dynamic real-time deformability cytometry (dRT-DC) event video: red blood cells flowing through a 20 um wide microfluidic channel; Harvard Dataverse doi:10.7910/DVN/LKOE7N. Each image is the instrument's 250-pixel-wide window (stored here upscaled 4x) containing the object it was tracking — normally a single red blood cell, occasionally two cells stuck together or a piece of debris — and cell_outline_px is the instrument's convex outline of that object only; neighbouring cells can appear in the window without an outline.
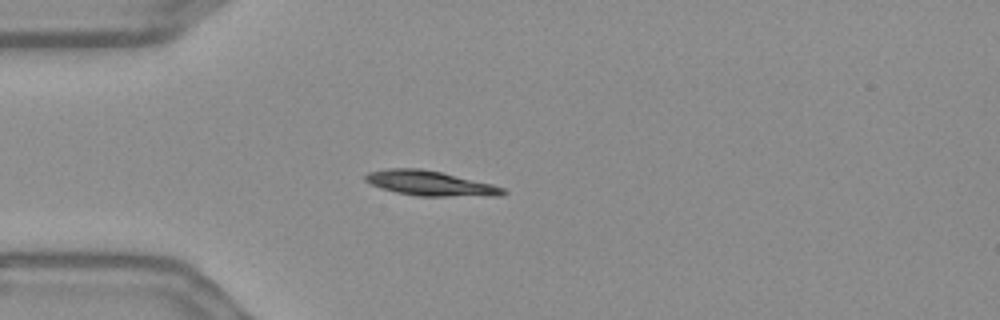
{"species": "Egyptian fruit bat (a non-hibernating species)", "species_latin": "Rousettus aegyptiacus", "temperature_condition": "warm", "stored_images_in_passage": 42, "camera_frame_rate_fps": 3000, "um_per_image_px": 0.085, "frame": {"image": 1, "passage_image": 1, "time_ms": 0.0, "image_size_px": [1000, 320], "cell_outline_px": [[508, 192], [500, 196], [416, 196], [396, 192], [380, 188], [364, 180], [364, 176], [368, 172], [388, 168], [420, 168], [440, 172], [492, 184], [504, 188]], "centroid_in_image_um": [36.56, 15.58], "position_along_channel_um": 48.4, "area_um2": 19.94}}
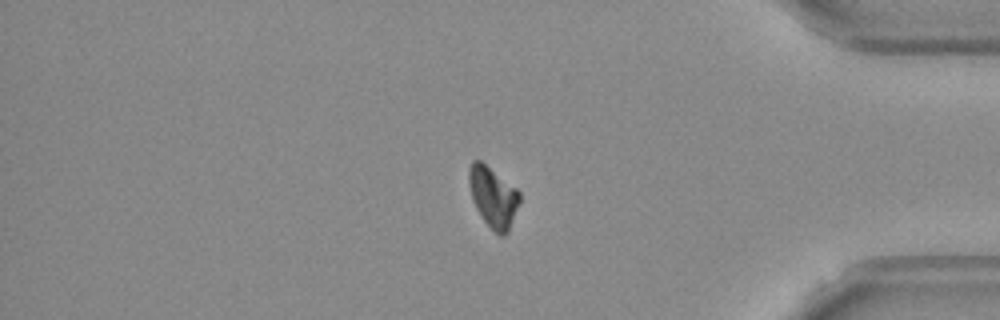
{"frame": {"image": 2, "passage_image": 33, "time_ms": 10.667, "image_size_px": [1000, 320], "cell_outline_px": [[520, 200], [508, 232], [504, 236], [500, 236], [480, 216], [472, 200], [468, 184], [468, 168], [472, 160], [480, 160], [516, 188], [520, 192]], "centroid_in_image_um": [41.89, 16.72], "position_along_channel_um": 393.3, "area_um2": 17.8}}
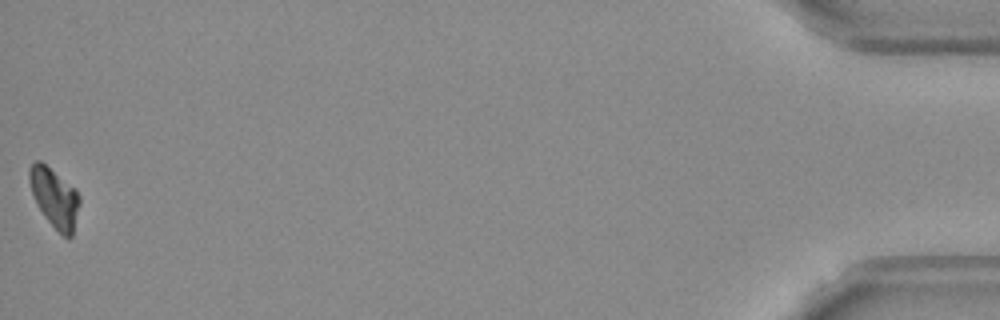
{"frame": {"image": 3, "passage_image": 42, "time_ms": 13.667, "image_size_px": [1000, 320], "cell_outline_px": [[80, 204], [72, 236], [68, 240], [44, 216], [36, 204], [28, 180], [28, 168], [36, 160], [40, 160], [76, 188], [80, 196]], "centroid_in_image_um": [4.64, 16.78], "position_along_channel_um": 430.6, "area_um2": 17.46}, "authors_computed_cell_mechanics": {"area_um2": 19.5653, "velocity_mm_per_s": 3.6162, "shape_relaxation_time_tau1_ms": 6.8416, "shape_relaxation_time_tau2_ms": null, "deformation_change_tau1": 0.1866, "deformation_change_tau2": null}}